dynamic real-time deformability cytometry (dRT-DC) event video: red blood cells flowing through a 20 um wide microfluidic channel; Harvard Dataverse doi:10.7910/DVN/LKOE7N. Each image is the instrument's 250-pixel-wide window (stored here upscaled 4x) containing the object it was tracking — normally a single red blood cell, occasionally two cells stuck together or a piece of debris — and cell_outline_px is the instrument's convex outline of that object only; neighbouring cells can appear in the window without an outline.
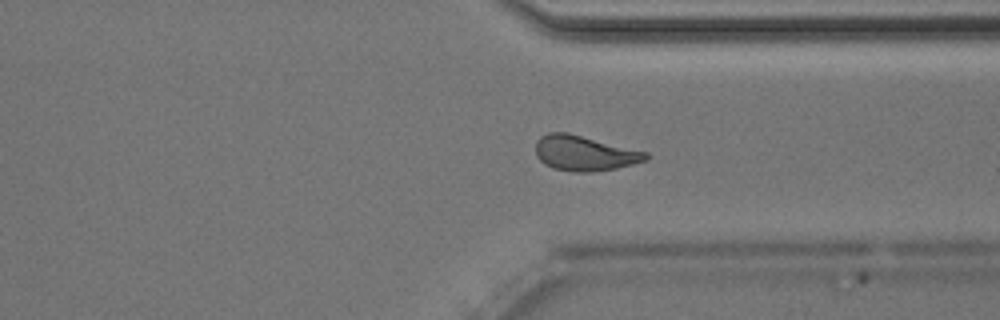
{"species": "Egyptian fruit bat (a non-hibernating species)", "species_latin": "Rousettus aegyptiacus", "temperature_condition": "room temperature", "stored_images_in_passage": 44, "camera_frame_rate_fps": 3000, "um_per_image_px": 0.085, "animal": {"sex": "male"}, "frame": {"image": 1, "passage_image": 32, "time_ms": 10.333, "image_size_px": [1000, 320], "cell_outline_px": [[648, 160], [616, 168], [588, 172], [572, 172], [552, 168], [544, 164], [536, 156], [536, 140], [540, 136], [548, 132], [568, 132], [648, 152]], "centroid_in_image_um": [49.65, 13.01], "position_along_channel_um": 361.7, "area_um2": 22.72}, "authors_computed_cell_mechanics": {"area_um2": 22.5131, "velocity_mm_per_s": 3.9991, "shape_relaxation_time_tau1_ms": 3.8545, "shape_relaxation_time_tau2_ms": 1.9775, "deformation_change_tau1": 0.1325, "deformation_change_tau2": 0.0781}}